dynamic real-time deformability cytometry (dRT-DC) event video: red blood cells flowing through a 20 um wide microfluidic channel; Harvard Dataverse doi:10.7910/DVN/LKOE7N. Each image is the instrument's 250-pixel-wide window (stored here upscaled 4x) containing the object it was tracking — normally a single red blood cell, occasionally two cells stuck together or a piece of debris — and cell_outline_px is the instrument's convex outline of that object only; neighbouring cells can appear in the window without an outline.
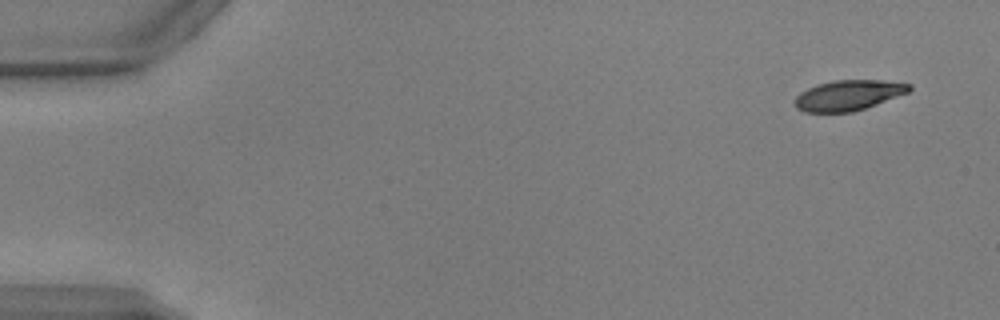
{"species": "common noctule bat (a hibernating species)", "species_latin": "Nyctalus noctula", "temperature_condition": "warm", "stored_images_in_passage": 50, "camera_frame_rate_fps": 3000, "um_per_image_px": 0.085, "animal": {"sex": "male", "body_mass_g": 17.9, "forearm_length_mm": 54.2}, "frame": {"image": 1, "passage_image": 1, "time_ms": 0.0, "image_size_px": [1000, 320], "cell_outline_px": [[912, 88], [908, 92], [876, 104], [852, 112], [804, 112], [796, 108], [796, 96], [800, 92], [808, 88], [832, 80], [880, 80], [912, 84]], "centroid_in_image_um": [72.11, 8.09], "position_along_channel_um": 12.9, "area_um2": 20.0}}
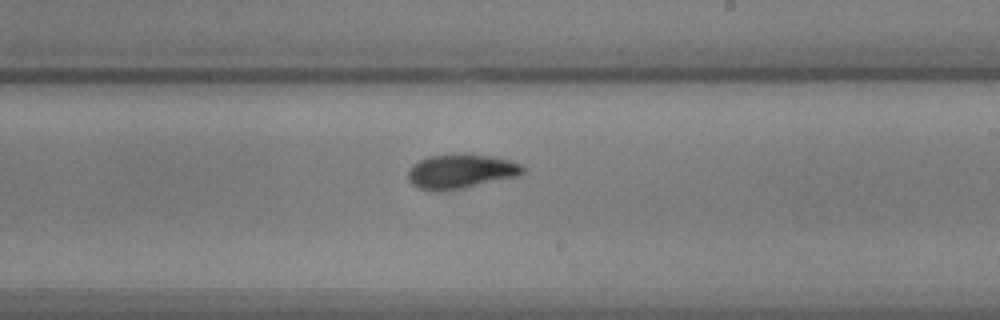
{"frame": {"image": 2, "passage_image": 29, "time_ms": 9.333, "image_size_px": [1000, 320], "cell_outline_px": [[524, 172], [520, 176], [448, 192], [432, 192], [420, 188], [412, 184], [408, 180], [408, 172], [412, 164], [428, 156], [488, 156], [508, 160], [520, 164], [524, 168]], "centroid_in_image_um": [39.15, 14.63], "position_along_channel_um": 249.8, "area_um2": 22.77}}
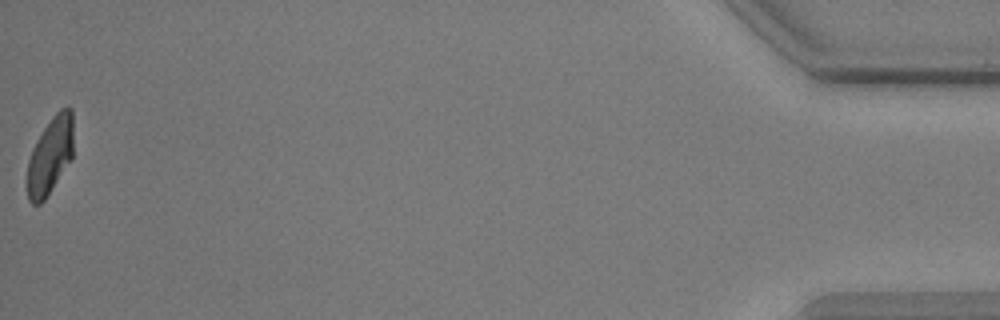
{"frame": {"image": 3, "passage_image": 50, "time_ms": 16.333, "image_size_px": [1000, 320], "cell_outline_px": [[72, 160], [44, 200], [40, 204], [32, 204], [28, 200], [28, 160], [32, 148], [36, 140], [52, 116], [60, 108], [72, 108]], "centroid_in_image_um": [4.27, 13.23], "position_along_channel_um": 430.9, "area_um2": 20.63}, "authors_computed_cell_mechanics": {"area_um2": 22.1952, "velocity_mm_per_s": 3.9001, "shape_relaxation_time_tau1_ms": 2.4808, "shape_relaxation_time_tau2_ms": 1.7419, "deformation_change_tau1": 0.1412, "deformation_change_tau2": 0.0642}}